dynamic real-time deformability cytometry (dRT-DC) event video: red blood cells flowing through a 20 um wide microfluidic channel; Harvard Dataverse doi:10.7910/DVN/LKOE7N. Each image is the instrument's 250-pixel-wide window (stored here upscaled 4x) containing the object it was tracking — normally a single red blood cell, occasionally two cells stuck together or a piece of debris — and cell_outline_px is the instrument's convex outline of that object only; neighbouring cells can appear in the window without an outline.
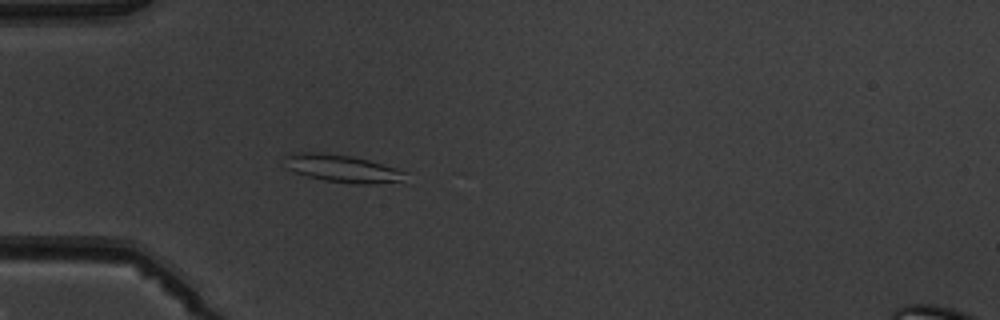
{"species": "common noctule bat (a hibernating species)", "species_latin": "Nyctalus noctula", "temperature_condition": "warm", "stored_images_in_passage": 3, "camera_frame_rate_fps": 3000, "um_per_image_px": 0.085, "animal": {"sex": "male", "body_mass_g": 19.5, "forearm_length_mm": 54.6}, "frame": {"image": 1, "passage_image": 3, "time_ms": 3.333, "image_size_px": [1000, 320], "cell_outline_px": [[408, 184], [356, 184], [324, 180], [308, 176], [284, 168], [284, 156], [292, 152], [324, 152], [352, 156], [368, 160], [396, 168], [408, 172]], "centroid_in_image_um": [29.21, 14.34], "position_along_channel_um": 55.8, "area_um2": 20.23}}